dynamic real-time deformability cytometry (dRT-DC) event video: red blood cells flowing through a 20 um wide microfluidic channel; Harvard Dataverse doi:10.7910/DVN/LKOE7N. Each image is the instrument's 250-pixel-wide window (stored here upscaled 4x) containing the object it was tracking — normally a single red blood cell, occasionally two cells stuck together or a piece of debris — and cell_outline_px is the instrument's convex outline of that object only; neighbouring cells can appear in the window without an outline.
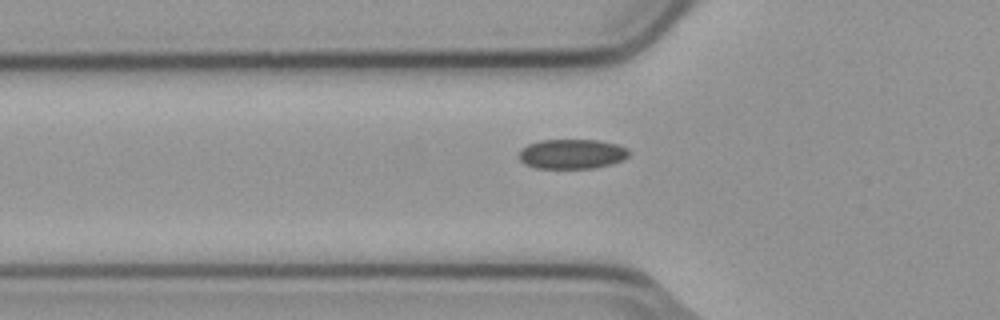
{"species": "common noctule bat (a hibernating species)", "species_latin": "Nyctalus noctula", "temperature_condition": "cold", "stored_images_in_passage": 36, "camera_frame_rate_fps": 3000, "um_per_image_px": 0.085, "animal": {"sex": "male", "body_mass_g": 23.1, "forearm_length_mm": 52.7}, "frame": {"image": 1, "passage_image": 3, "time_ms": 0.667, "image_size_px": [1000, 320], "cell_outline_px": [[628, 156], [624, 160], [612, 164], [592, 168], [536, 168], [524, 164], [520, 160], [520, 148], [528, 144], [540, 140], [600, 140], [616, 144], [628, 148]], "centroid_in_image_um": [48.62, 13.08], "position_along_channel_um": 77.2, "area_um2": 19.13}}
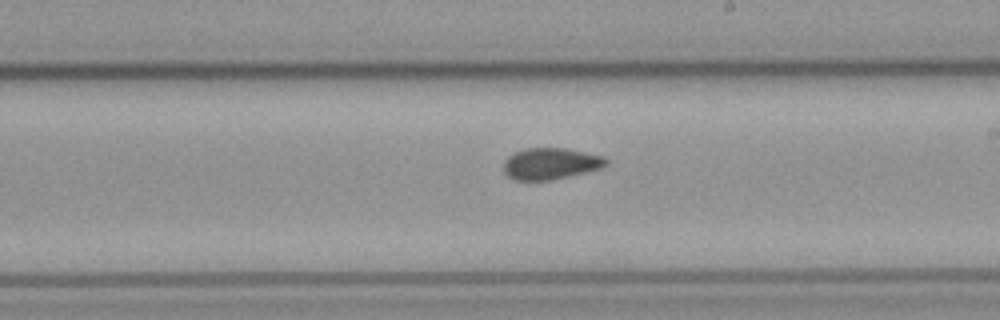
{"frame": {"image": 2, "passage_image": 16, "time_ms": 5.0, "image_size_px": [1000, 320], "cell_outline_px": [[608, 164], [600, 168], [548, 180], [516, 180], [508, 176], [504, 172], [504, 160], [508, 156], [524, 148], [568, 148], [604, 156], [608, 160]], "centroid_in_image_um": [46.79, 13.89], "position_along_channel_um": 242.2, "area_um2": 18.61}}
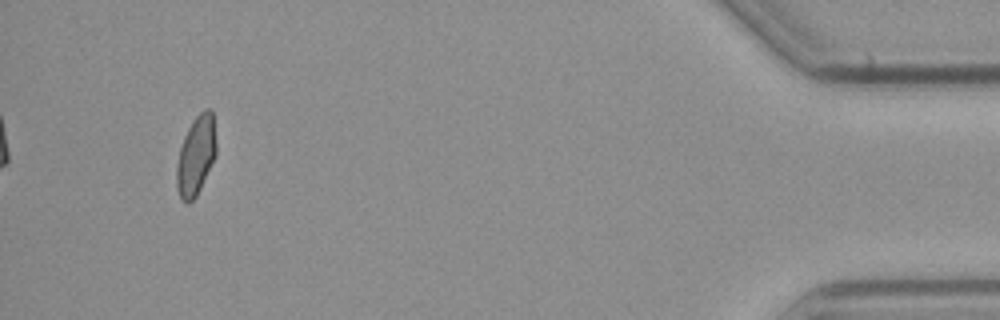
{"frame": {"image": 3, "passage_image": 36, "time_ms": 11.667, "image_size_px": [1000, 320], "cell_outline_px": [[216, 156], [196, 196], [188, 204], [180, 196], [176, 188], [176, 164], [180, 148], [184, 136], [188, 128], [196, 116], [204, 108], [212, 108], [216, 140]], "centroid_in_image_um": [16.66, 13.19], "position_along_channel_um": 418.5, "area_um2": 18.32}, "authors_computed_cell_mechanics": {"area_um2": 18.7561, "velocity_mm_per_s": 3.7735, "shape_relaxation_time_tau1_ms": null, "shape_relaxation_time_tau2_ms": 1.6787, "deformation_change_tau1": null, "deformation_change_tau2": 0.0664}}